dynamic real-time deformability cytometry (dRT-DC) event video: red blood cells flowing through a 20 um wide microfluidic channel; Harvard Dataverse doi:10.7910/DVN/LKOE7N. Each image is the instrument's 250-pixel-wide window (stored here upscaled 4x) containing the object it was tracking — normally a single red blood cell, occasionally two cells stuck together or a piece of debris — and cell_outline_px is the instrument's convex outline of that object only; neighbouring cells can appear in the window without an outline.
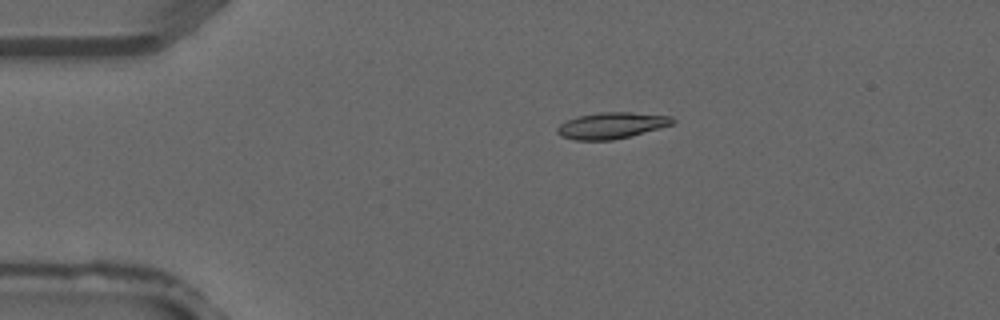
{"species": "common noctule bat (a hibernating species)", "species_latin": "Nyctalus noctula", "temperature_condition": "warm", "stored_images_in_passage": 5, "camera_frame_rate_fps": 3000, "um_per_image_px": 0.085, "animal": {"sex": "male", "forearm_length_mm": 52.5}, "frame": {"image": 1, "passage_image": 3, "time_ms": 0.667, "image_size_px": [1000, 320], "cell_outline_px": [[676, 120], [672, 124], [660, 128], [632, 136], [612, 140], [576, 140], [560, 136], [556, 132], [556, 128], [560, 124], [576, 116], [600, 112], [632, 112], [672, 116]], "centroid_in_image_um": [51.98, 10.66], "position_along_channel_um": 33.0, "area_um2": 17.8}}
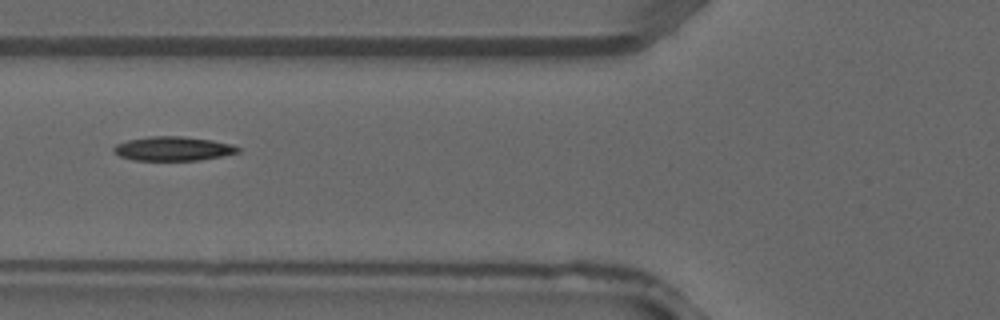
{"frame": {"image": 2, "passage_image": 5, "time_ms": 1.333, "image_size_px": [1000, 320], "cell_outline_px": [[240, 152], [224, 156], [200, 160], [132, 160], [120, 156], [112, 152], [112, 148], [116, 144], [128, 140], [152, 136], [184, 136], [212, 140], [232, 144], [240, 148]], "centroid_in_image_um": [14.72, 12.64], "position_along_channel_um": 111.1, "area_um2": 17.63}}